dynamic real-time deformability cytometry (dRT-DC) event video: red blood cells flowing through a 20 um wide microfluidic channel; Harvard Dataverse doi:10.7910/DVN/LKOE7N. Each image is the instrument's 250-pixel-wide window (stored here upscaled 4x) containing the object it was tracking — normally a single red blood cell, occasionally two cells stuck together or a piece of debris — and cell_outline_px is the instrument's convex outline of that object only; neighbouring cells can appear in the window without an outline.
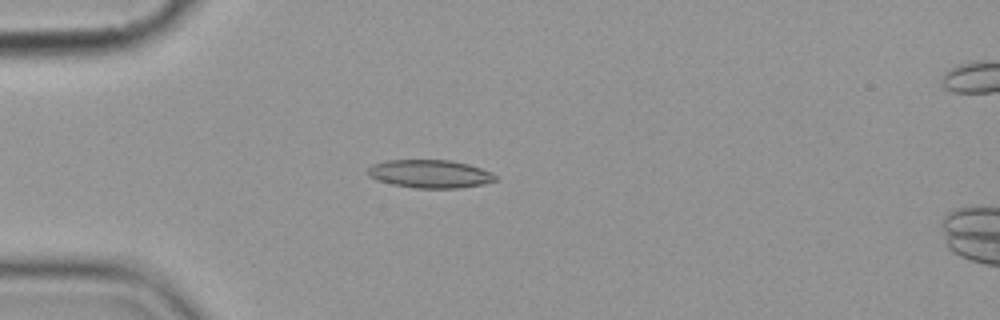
{"species": "common noctule bat (a hibernating species)", "species_latin": "Nyctalus noctula", "temperature_condition": "cold", "stored_images_in_passage": 8, "camera_frame_rate_fps": 3000, "um_per_image_px": 0.085, "animal": {"sex": "female", "body_mass_g": 19.9}, "frame": {"image": 1, "passage_image": 4, "time_ms": 3.667, "image_size_px": [1000, 320], "cell_outline_px": [[496, 180], [484, 184], [456, 188], [416, 188], [392, 184], [376, 180], [368, 176], [368, 168], [372, 164], [384, 160], [452, 160], [468, 164], [480, 168], [496, 176]], "centroid_in_image_um": [36.49, 14.77], "position_along_channel_um": 48.5, "area_um2": 20.87}}
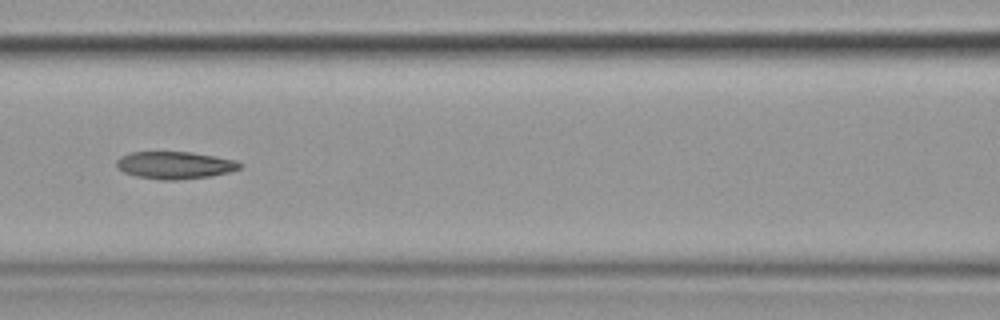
{"frame": {"image": 2, "passage_image": 7, "time_ms": 7.0, "image_size_px": [1000, 320], "cell_outline_px": [[244, 164], [240, 168], [228, 172], [212, 176], [176, 180], [160, 180], [136, 176], [124, 172], [116, 168], [116, 160], [120, 156], [132, 152], [192, 152], [236, 160]], "centroid_in_image_um": [14.85, 14.04], "position_along_channel_um": 151.7, "area_um2": 19.77}}
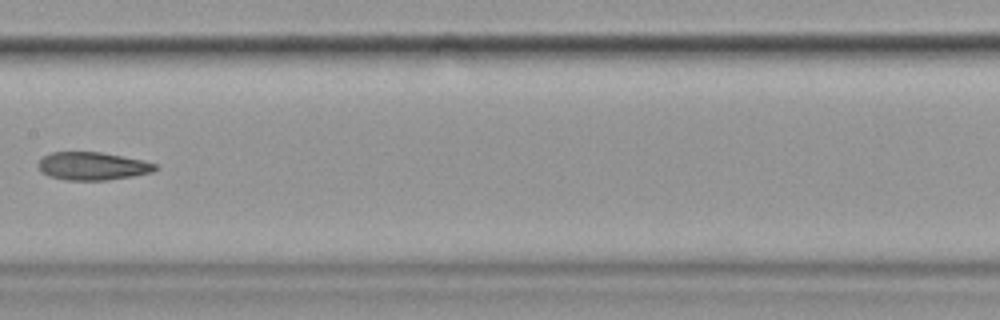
{"frame": {"image": 3, "passage_image": 8, "time_ms": 8.333, "image_size_px": [1000, 320], "cell_outline_px": [[160, 168], [152, 172], [132, 176], [108, 180], [68, 180], [48, 176], [40, 172], [36, 164], [44, 156], [52, 152], [100, 152], [124, 156], [144, 160], [156, 164]], "centroid_in_image_um": [7.87, 14.12], "position_along_channel_um": 199.5, "area_um2": 19.25}}